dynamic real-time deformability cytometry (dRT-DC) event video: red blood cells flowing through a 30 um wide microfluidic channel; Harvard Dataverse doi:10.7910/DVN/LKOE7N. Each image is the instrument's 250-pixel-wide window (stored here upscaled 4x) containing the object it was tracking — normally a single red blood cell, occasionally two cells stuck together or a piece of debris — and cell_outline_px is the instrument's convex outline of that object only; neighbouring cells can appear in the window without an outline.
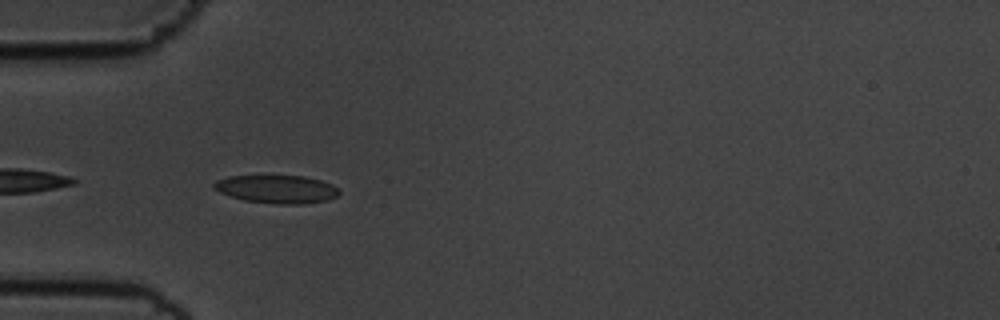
{"species": "common noctule bat (a hibernating species)", "species_latin": "Nyctalus noctula", "temperature_condition": "cold", "stored_images_in_passage": 26, "camera_frame_rate_fps": 3000, "um_per_image_px": 0.085, "animal": {"sex": "male", "body_mass_g": 19.5, "forearm_length_mm": 54.6}, "frame": {"image": 1, "passage_image": 2, "time_ms": 0.333, "image_size_px": [1000, 320], "cell_outline_px": [[340, 192], [336, 196], [328, 200], [304, 204], [280, 204], [244, 200], [220, 192], [212, 188], [212, 184], [216, 180], [228, 176], [264, 172], [304, 176], [320, 180], [332, 184]], "centroid_in_image_um": [23.47, 16.01], "position_along_channel_um": 61.5, "area_um2": 21.5}}
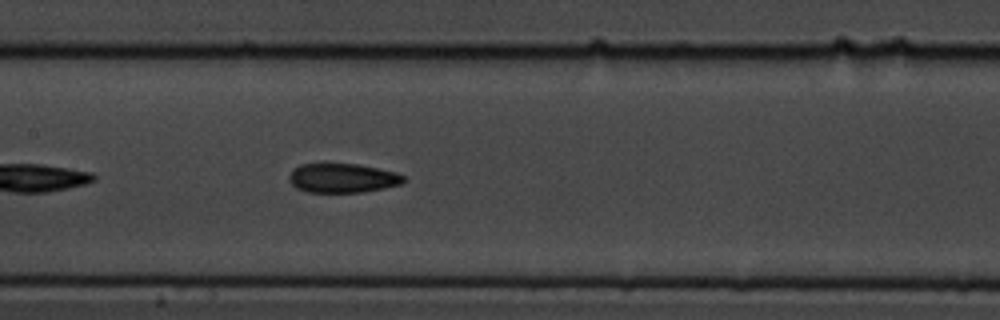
{"frame": {"image": 2, "passage_image": 12, "time_ms": 3.667, "image_size_px": [1000, 320], "cell_outline_px": [[404, 180], [400, 184], [384, 188], [364, 192], [308, 192], [296, 188], [288, 180], [288, 176], [292, 168], [300, 164], [356, 164], [396, 172], [404, 176]], "centroid_in_image_um": [29.06, 15.14], "position_along_channel_um": 178.3, "area_um2": 19.48}}
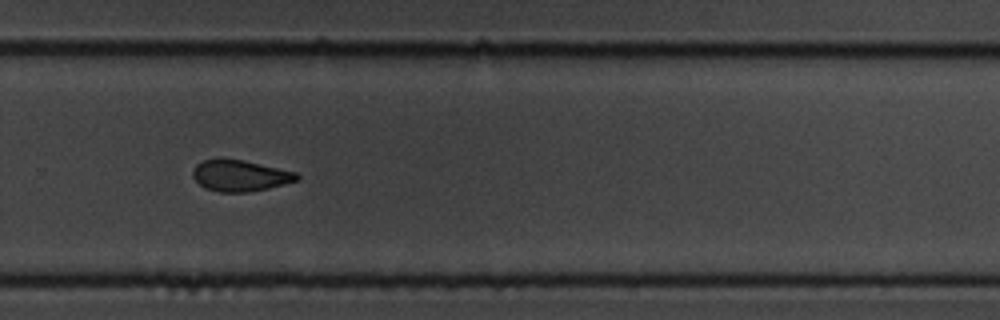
{"frame": {"image": 3, "passage_image": 23, "time_ms": 7.333, "image_size_px": [1000, 320], "cell_outline_px": [[300, 176], [296, 180], [268, 188], [248, 192], [220, 192], [204, 188], [192, 176], [192, 172], [196, 164], [204, 160], [244, 160], [296, 172]], "centroid_in_image_um": [20.39, 14.94], "position_along_channel_um": 309.4, "area_um2": 18.55}}